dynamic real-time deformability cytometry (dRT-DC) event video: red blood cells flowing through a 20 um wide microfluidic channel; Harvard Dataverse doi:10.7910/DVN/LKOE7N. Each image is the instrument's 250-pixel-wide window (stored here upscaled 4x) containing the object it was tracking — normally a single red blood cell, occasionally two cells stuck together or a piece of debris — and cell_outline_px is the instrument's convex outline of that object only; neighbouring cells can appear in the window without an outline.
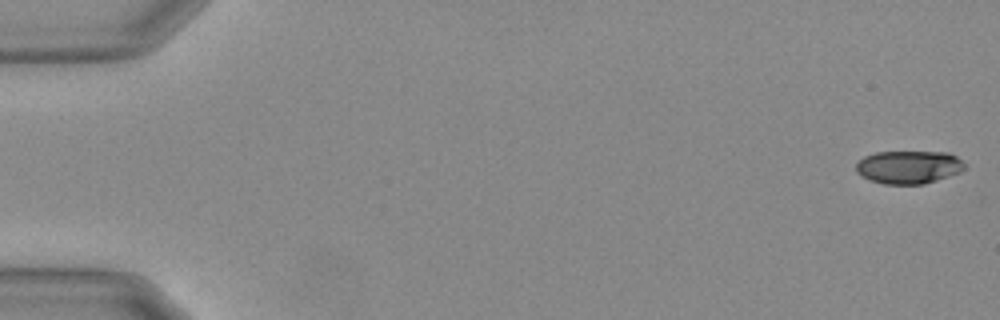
{"species": "Egyptian fruit bat (a non-hibernating species)", "species_latin": "Rousettus aegyptiacus", "temperature_condition": "warm", "stored_images_in_passage": 55, "camera_frame_rate_fps": 3000, "um_per_image_px": 0.085, "animal": {"sex": "female"}, "frame": {"image": 1, "passage_image": 1, "time_ms": 0.0, "image_size_px": [1000, 320], "cell_outline_px": [[964, 168], [960, 172], [924, 184], [884, 184], [868, 180], [860, 176], [856, 172], [856, 164], [864, 156], [876, 152], [948, 152], [956, 156], [964, 164]], "centroid_in_image_um": [77.19, 14.21], "position_along_channel_um": 7.8, "area_um2": 20.92}}
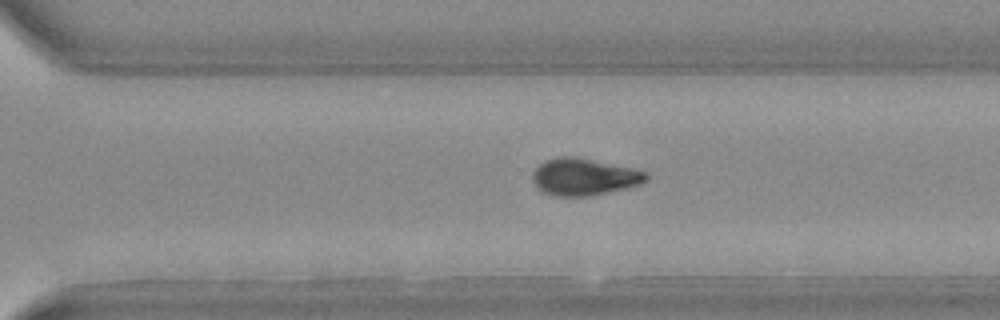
{"frame": {"image": 2, "passage_image": 39, "time_ms": 12.667, "image_size_px": [1000, 320], "cell_outline_px": [[648, 180], [640, 184], [592, 196], [552, 196], [540, 192], [532, 180], [532, 172], [544, 160], [556, 156], [572, 156], [632, 168], [644, 172], [648, 176]], "centroid_in_image_um": [49.57, 15.04], "position_along_channel_um": 321.0, "area_um2": 24.51}}
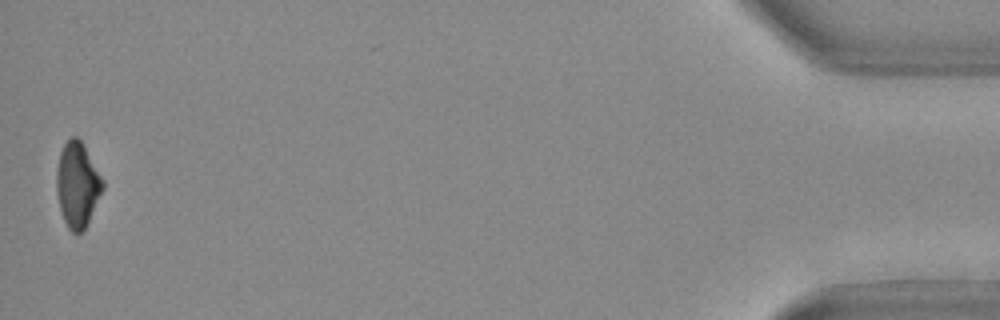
{"frame": {"image": 3, "passage_image": 55, "time_ms": 18.0, "image_size_px": [1000, 320], "cell_outline_px": [[104, 188], [84, 228], [80, 232], [72, 232], [68, 228], [64, 220], [60, 208], [56, 188], [56, 172], [60, 152], [64, 144], [72, 136], [76, 136], [84, 144], [104, 180]], "centroid_in_image_um": [6.58, 15.66], "position_along_channel_um": 428.6, "area_um2": 22.66}, "authors_computed_cell_mechanics": {"area_um2": 23.698, "velocity_mm_per_s": 3.7201, "shape_relaxation_time_tau1_ms": 5.7418, "shape_relaxation_time_tau2_ms": 6.8847, "deformation_change_tau1": 0.1848, "deformation_change_tau2": 0.1402}}